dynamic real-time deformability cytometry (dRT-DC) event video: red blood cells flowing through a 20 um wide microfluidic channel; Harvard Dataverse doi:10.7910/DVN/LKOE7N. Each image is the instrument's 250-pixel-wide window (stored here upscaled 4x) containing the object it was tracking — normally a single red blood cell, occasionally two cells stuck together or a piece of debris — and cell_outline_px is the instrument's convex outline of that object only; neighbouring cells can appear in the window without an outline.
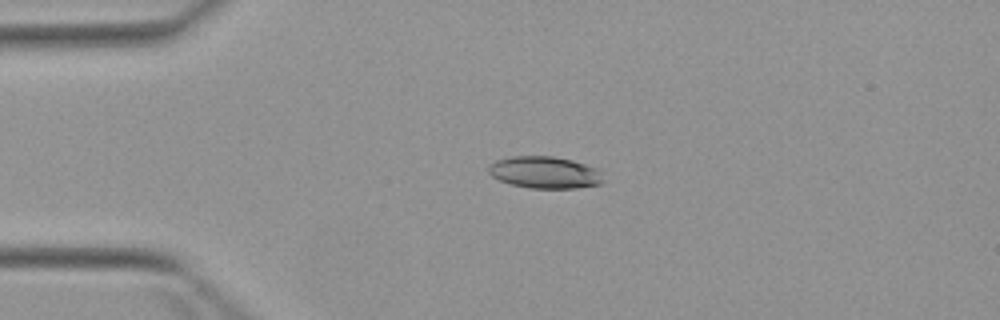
{"species": "Egyptian fruit bat (a non-hibernating species)", "species_latin": "Rousettus aegyptiacus", "temperature_condition": "warm", "stored_images_in_passage": 6, "camera_frame_rate_fps": 3000, "um_per_image_px": 0.085, "animal": {"sex": "female"}, "frame": {"image": 1, "passage_image": 3, "time_ms": 2.333, "image_size_px": [1000, 320], "cell_outline_px": [[604, 180], [600, 184], [576, 188], [532, 188], [512, 184], [500, 180], [492, 176], [488, 172], [488, 164], [496, 160], [512, 156], [552, 156], [572, 160], [596, 168], [600, 172]], "centroid_in_image_um": [46.29, 14.65], "position_along_channel_um": 38.7, "area_um2": 21.27}}
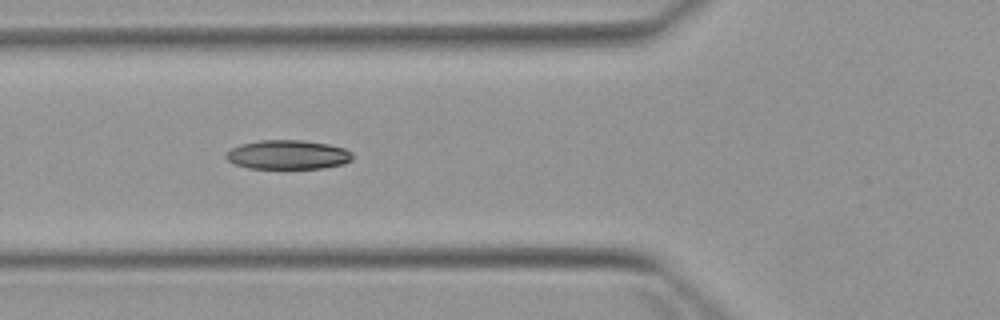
{"frame": {"image": 2, "passage_image": 5, "time_ms": 4.667, "image_size_px": [1000, 320], "cell_outline_px": [[352, 160], [344, 164], [324, 168], [248, 168], [236, 164], [228, 160], [224, 156], [232, 148], [240, 144], [260, 140], [304, 140], [328, 144], [344, 148], [352, 152]], "centroid_in_image_um": [24.49, 13.15], "position_along_channel_um": 101.3, "area_um2": 21.5}}
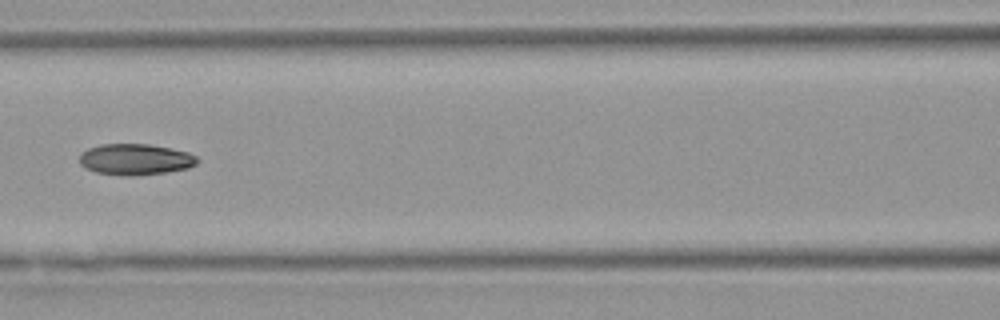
{"frame": {"image": 3, "passage_image": 6, "time_ms": 6.0, "image_size_px": [1000, 320], "cell_outline_px": [[200, 160], [196, 164], [188, 168], [164, 172], [132, 176], [124, 176], [96, 172], [84, 168], [80, 164], [80, 152], [88, 148], [100, 144], [148, 144], [188, 152], [196, 156]], "centroid_in_image_um": [11.47, 13.55], "position_along_channel_um": 155.1, "area_um2": 21.39}}